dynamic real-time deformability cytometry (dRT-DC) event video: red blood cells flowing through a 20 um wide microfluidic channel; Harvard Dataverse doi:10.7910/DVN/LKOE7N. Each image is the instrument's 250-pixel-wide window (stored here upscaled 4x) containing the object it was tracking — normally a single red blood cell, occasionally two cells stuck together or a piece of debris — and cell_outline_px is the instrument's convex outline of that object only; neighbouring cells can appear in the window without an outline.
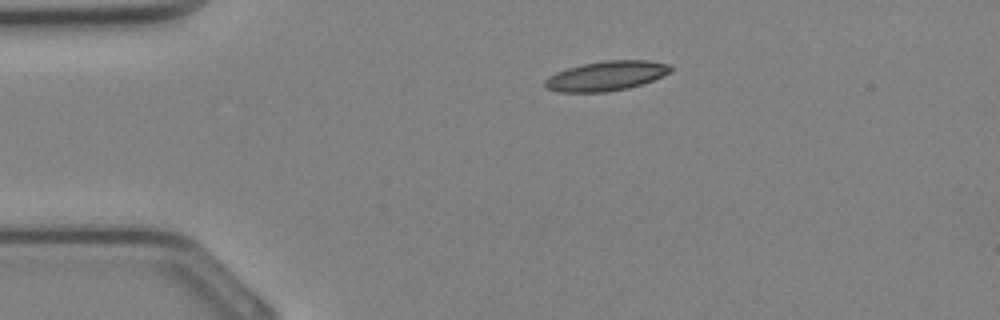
{"species": "Egyptian fruit bat (a non-hibernating species)", "species_latin": "Rousettus aegyptiacus", "temperature_condition": "cold", "stored_images_in_passage": 28, "camera_frame_rate_fps": 3000, "um_per_image_px": 0.085, "animal": {"sex": "female"}, "frame": {"image": 1, "passage_image": 1, "time_ms": 0.0, "image_size_px": [1000, 320], "cell_outline_px": [[672, 72], [652, 80], [628, 88], [608, 92], [556, 92], [544, 88], [544, 80], [548, 76], [556, 72], [568, 68], [584, 64], [604, 60], [648, 60], [668, 64], [672, 68]], "centroid_in_image_um": [51.49, 6.46], "position_along_channel_um": 33.5, "area_um2": 21.79}}
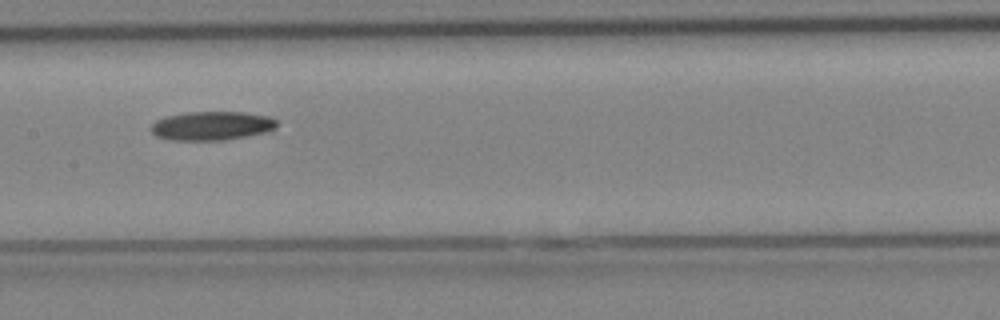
{"frame": {"image": 2, "passage_image": 11, "time_ms": 3.333, "image_size_px": [1000, 320], "cell_outline_px": [[276, 128], [268, 132], [224, 140], [172, 140], [156, 136], [152, 132], [152, 124], [156, 120], [164, 116], [188, 112], [244, 112], [268, 116], [276, 120]], "centroid_in_image_um": [18.0, 10.69], "position_along_channel_um": 189.4, "area_um2": 21.15}}
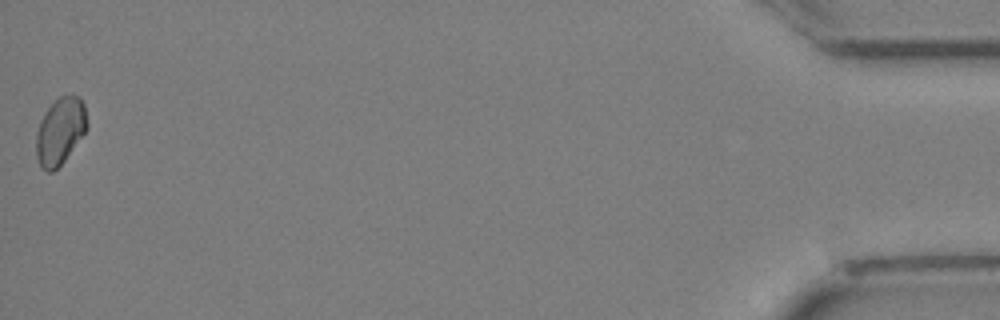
{"frame": {"image": 3, "passage_image": 28, "time_ms": 9.0, "image_size_px": [1000, 320], "cell_outline_px": [[88, 128], [64, 160], [52, 172], [48, 172], [40, 164], [36, 156], [36, 132], [40, 120], [44, 112], [60, 96], [72, 92], [80, 96], [84, 104], [88, 124]], "centroid_in_image_um": [5.13, 11.08], "position_along_channel_um": 430.1, "area_um2": 19.88}}